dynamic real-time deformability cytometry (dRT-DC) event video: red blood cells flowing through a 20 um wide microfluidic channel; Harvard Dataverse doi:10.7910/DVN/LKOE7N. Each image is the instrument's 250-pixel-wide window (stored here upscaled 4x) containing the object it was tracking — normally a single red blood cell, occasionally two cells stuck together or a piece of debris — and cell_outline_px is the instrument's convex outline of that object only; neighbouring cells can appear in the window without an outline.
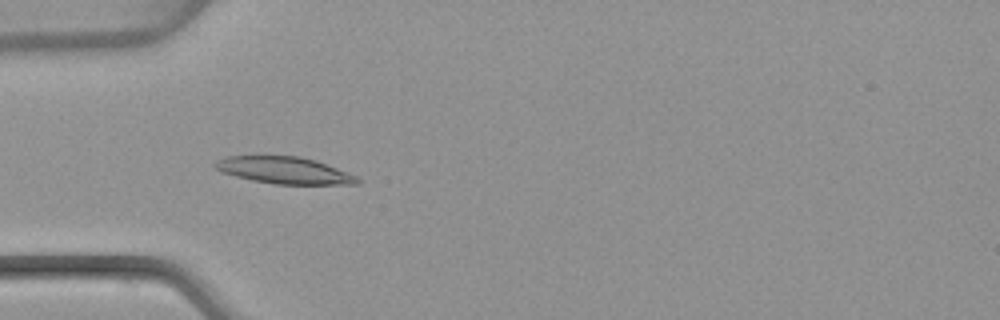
{"species": "common noctule bat (a hibernating species)", "species_latin": "Nyctalus noctula", "temperature_condition": "warm", "stored_images_in_passage": 51, "camera_frame_rate_fps": 3000, "um_per_image_px": 0.085, "animal": {"sex": "female", "body_mass_g": 22.7, "forearm_length_mm": 54.2}, "frame": {"image": 1, "passage_image": 16, "time_ms": 5.0, "image_size_px": [1000, 320], "cell_outline_px": [[360, 184], [276, 184], [252, 180], [220, 172], [212, 168], [212, 164], [216, 160], [228, 156], [300, 156], [316, 160], [356, 176], [360, 180]], "centroid_in_image_um": [24.11, 14.47], "position_along_channel_um": 60.9, "area_um2": 22.25}}
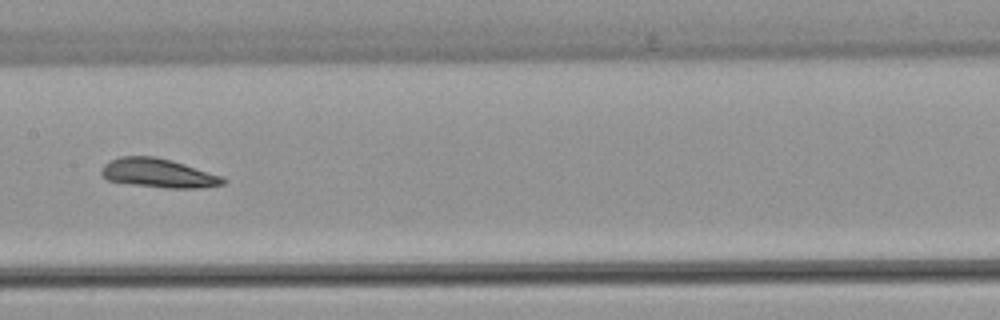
{"frame": {"image": 2, "passage_image": 26, "time_ms": 8.333, "image_size_px": [1000, 320], "cell_outline_px": [[228, 180], [224, 184], [200, 188], [168, 188], [132, 184], [108, 180], [100, 172], [104, 164], [120, 156], [156, 156], [184, 164], [220, 176]], "centroid_in_image_um": [13.46, 14.72], "position_along_channel_um": 193.9, "area_um2": 20.29}}
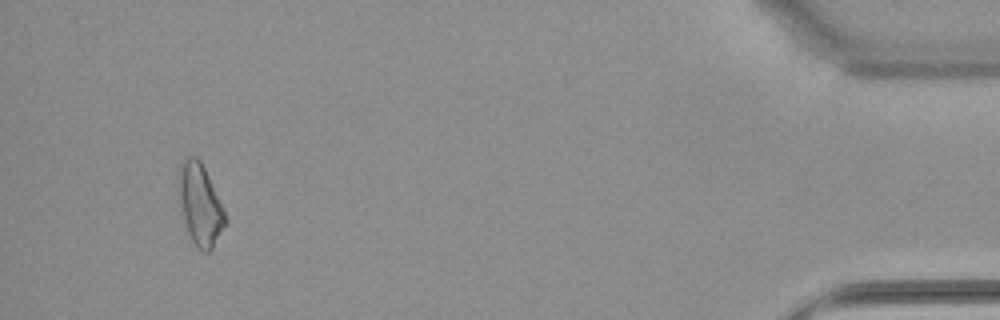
{"frame": {"image": 3, "passage_image": 48, "time_ms": 15.667, "image_size_px": [1000, 320], "cell_outline_px": [[228, 224], [212, 248], [208, 252], [204, 252], [196, 248], [184, 224], [180, 208], [176, 184], [176, 176], [180, 160], [188, 156], [196, 156], [200, 160], [224, 208], [228, 220]], "centroid_in_image_um": [16.97, 17.37], "position_along_channel_um": 418.2, "area_um2": 22.95}, "authors_computed_cell_mechanics": {"area_um2": 21.1548, "velocity_mm_per_s": 4.0637, "shape_relaxation_time_tau1_ms": null, "shape_relaxation_time_tau2_ms": 2.877, "deformation_change_tau1": null, "deformation_change_tau2": 0.1358}}